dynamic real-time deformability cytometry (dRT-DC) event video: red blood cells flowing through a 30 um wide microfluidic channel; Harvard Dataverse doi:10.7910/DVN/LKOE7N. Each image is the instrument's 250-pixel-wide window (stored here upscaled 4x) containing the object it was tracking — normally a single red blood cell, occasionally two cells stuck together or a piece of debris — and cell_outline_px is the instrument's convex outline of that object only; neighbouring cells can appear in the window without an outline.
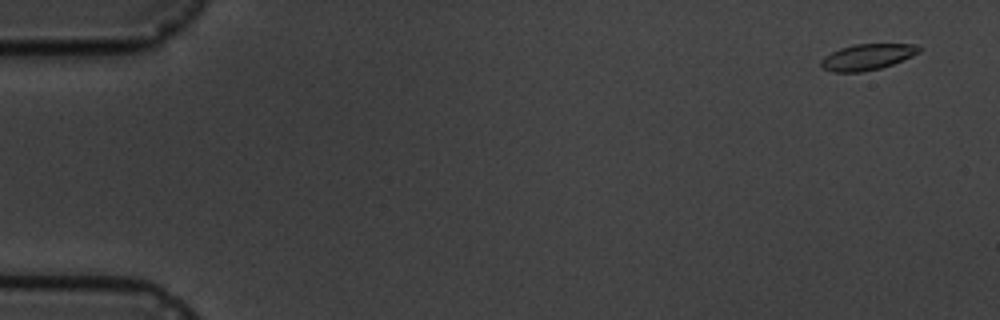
{"species": "common noctule bat (a hibernating species)", "species_latin": "Nyctalus noctula", "temperature_condition": "cold", "stored_images_in_passage": 5, "camera_frame_rate_fps": 3000, "um_per_image_px": 0.085, "animal": {"sex": "male", "body_mass_g": 19.5, "forearm_length_mm": 54.6}, "frame": {"image": 1, "passage_image": 1, "time_ms": 0.0, "image_size_px": [1000, 320], "cell_outline_px": [[924, 48], [920, 52], [912, 56], [892, 64], [880, 68], [860, 72], [832, 72], [824, 68], [820, 64], [820, 60], [824, 56], [840, 48], [856, 44], [916, 44]], "centroid_in_image_um": [73.74, 4.83], "position_along_channel_um": 11.3, "area_um2": 14.85}}